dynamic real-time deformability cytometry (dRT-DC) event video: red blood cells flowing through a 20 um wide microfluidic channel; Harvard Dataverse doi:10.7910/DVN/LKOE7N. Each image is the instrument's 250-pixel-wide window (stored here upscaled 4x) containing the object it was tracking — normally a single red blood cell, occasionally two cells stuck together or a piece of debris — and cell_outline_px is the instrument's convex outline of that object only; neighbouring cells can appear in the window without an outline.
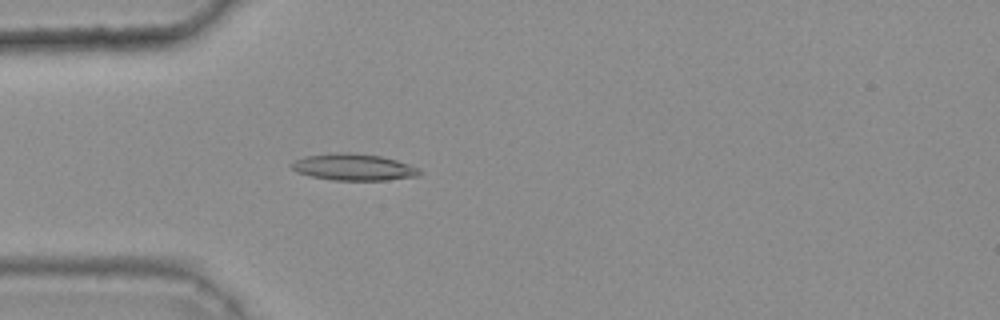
{"species": "common noctule bat (a hibernating species)", "species_latin": "Nyctalus noctula", "temperature_condition": "warm", "stored_images_in_passage": 36, "camera_frame_rate_fps": 3000, "um_per_image_px": 0.085, "animal": {"sex": "female", "body_mass_g": 25.1}, "frame": {"image": 1, "passage_image": 5, "time_ms": 1.333, "image_size_px": [1000, 320], "cell_outline_px": [[420, 176], [388, 180], [332, 180], [312, 176], [296, 172], [288, 164], [292, 160], [304, 156], [336, 152], [352, 152], [380, 156], [396, 160], [408, 164], [416, 168], [420, 172]], "centroid_in_image_um": [29.99, 14.2], "position_along_channel_um": 55.0, "area_um2": 20.0}}
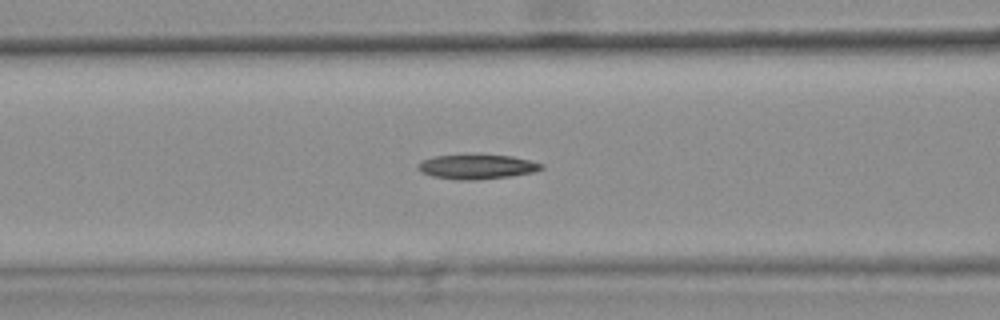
{"frame": {"image": 2, "passage_image": 11, "time_ms": 3.333, "image_size_px": [1000, 320], "cell_outline_px": [[544, 168], [532, 172], [512, 176], [476, 180], [456, 180], [432, 176], [420, 172], [416, 168], [424, 160], [436, 156], [512, 156], [544, 164]], "centroid_in_image_um": [40.55, 14.2], "position_along_channel_um": 126.0, "area_um2": 17.22}}
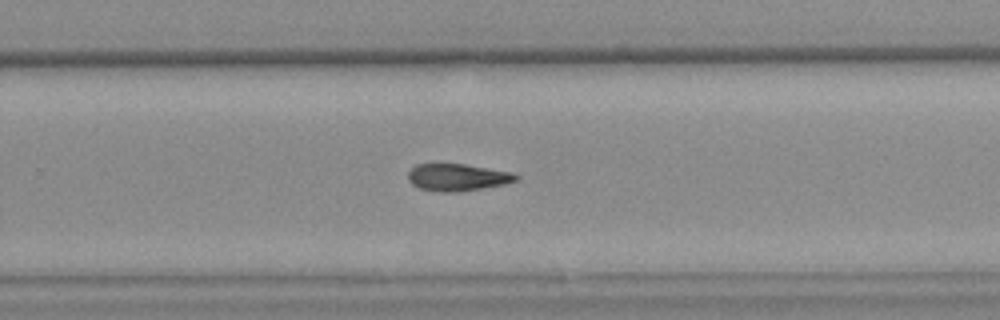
{"frame": {"image": 3, "passage_image": 24, "time_ms": 7.667, "image_size_px": [1000, 320], "cell_outline_px": [[520, 176], [516, 180], [504, 184], [460, 192], [440, 192], [420, 188], [412, 184], [408, 180], [408, 172], [416, 164], [464, 164], [512, 172]], "centroid_in_image_um": [38.87, 15.07], "position_along_channel_um": 290.9, "area_um2": 16.99}}